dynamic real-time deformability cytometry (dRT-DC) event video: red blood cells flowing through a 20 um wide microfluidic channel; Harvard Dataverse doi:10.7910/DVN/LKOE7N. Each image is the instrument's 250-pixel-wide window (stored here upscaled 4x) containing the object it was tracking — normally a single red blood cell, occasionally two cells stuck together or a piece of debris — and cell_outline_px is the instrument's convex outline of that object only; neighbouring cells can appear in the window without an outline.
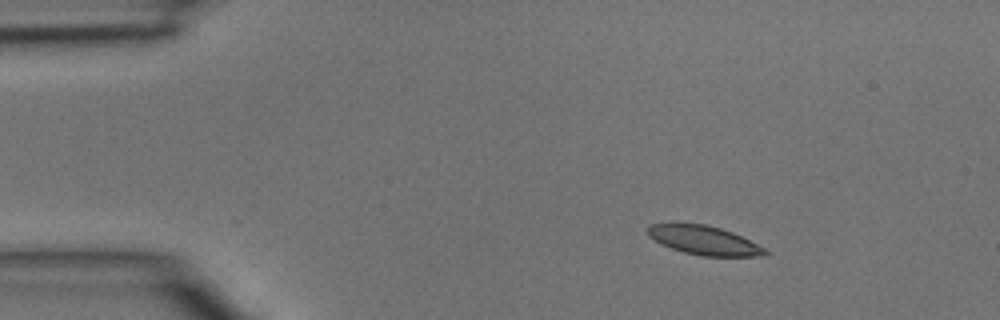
{"species": "common noctule bat (a hibernating species)", "species_latin": "Nyctalus noctula", "temperature_condition": "room temperature", "stored_images_in_passage": 4, "camera_frame_rate_fps": 3000, "um_per_image_px": 0.085, "animal": {"sex": "male", "body_mass_g": 15.6}, "frame": {"image": 1, "passage_image": 2, "time_ms": 0.333, "image_size_px": [1000, 320], "cell_outline_px": [[768, 256], [700, 256], [684, 252], [660, 244], [648, 236], [648, 224], [672, 220], [676, 220], [704, 224], [720, 228], [732, 232], [764, 248], [768, 252]], "centroid_in_image_um": [59.73, 20.37], "position_along_channel_um": 25.3, "area_um2": 20.4}}
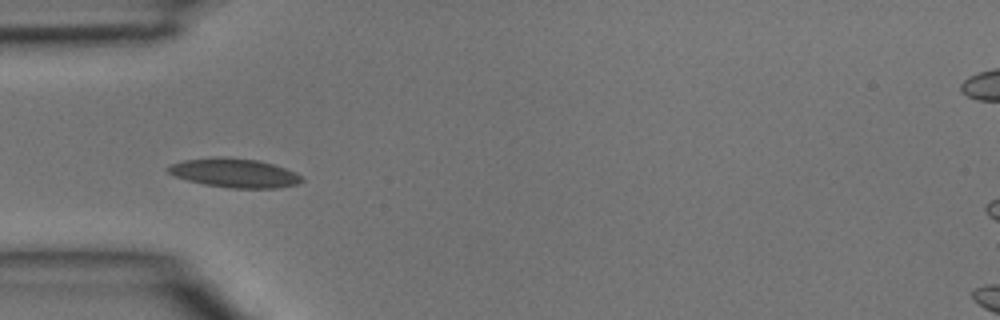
{"frame": {"image": 2, "passage_image": 4, "time_ms": 1.0, "image_size_px": [1000, 320], "cell_outline_px": [[304, 180], [300, 184], [276, 188], [232, 188], [204, 184], [188, 180], [176, 176], [168, 172], [164, 168], [172, 164], [184, 160], [212, 156], [224, 156], [256, 160], [272, 164], [296, 172]], "centroid_in_image_um": [19.92, 14.69], "position_along_channel_um": 65.1, "area_um2": 22.66}}